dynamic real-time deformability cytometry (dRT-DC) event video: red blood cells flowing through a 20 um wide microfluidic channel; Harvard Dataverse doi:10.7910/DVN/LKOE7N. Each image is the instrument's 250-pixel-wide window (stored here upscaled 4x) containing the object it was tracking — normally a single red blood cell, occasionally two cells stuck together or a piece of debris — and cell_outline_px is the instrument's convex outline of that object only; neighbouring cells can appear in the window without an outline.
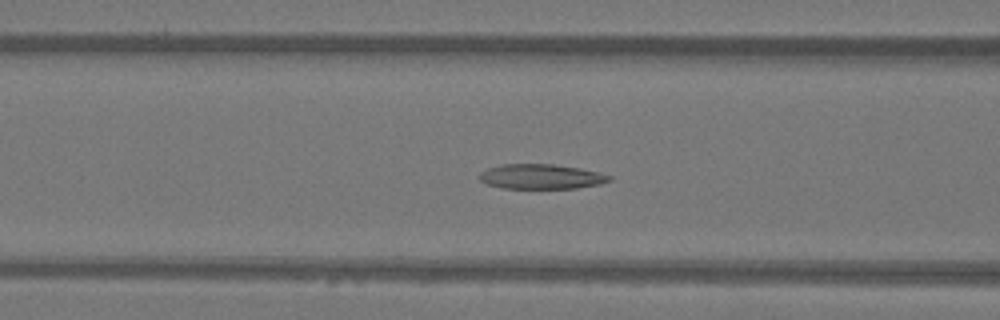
{"species": "Egyptian fruit bat (a non-hibernating species)", "species_latin": "Rousettus aegyptiacus", "temperature_condition": "warm", "stored_images_in_passage": 51, "camera_frame_rate_fps": 3000, "um_per_image_px": 0.085, "animal": {"sex": "female"}, "frame": {"image": 1, "passage_image": 20, "time_ms": 6.333, "image_size_px": [1000, 320], "cell_outline_px": [[612, 180], [600, 184], [576, 188], [504, 188], [488, 184], [480, 180], [480, 172], [488, 168], [500, 164], [552, 164], [580, 168], [612, 176]], "centroid_in_image_um": [46.0, 15.0], "position_along_channel_um": 120.6, "area_um2": 18.67}}
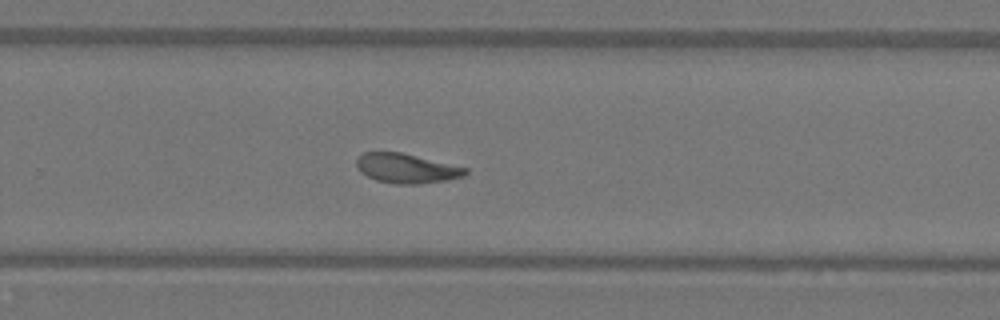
{"frame": {"image": 2, "passage_image": 33, "time_ms": 10.667, "image_size_px": [1000, 320], "cell_outline_px": [[468, 172], [464, 176], [448, 180], [420, 184], [396, 184], [376, 180], [360, 172], [356, 168], [356, 160], [364, 152], [400, 152], [468, 168]], "centroid_in_image_um": [34.55, 14.32], "position_along_channel_um": 295.3, "area_um2": 18.73}}
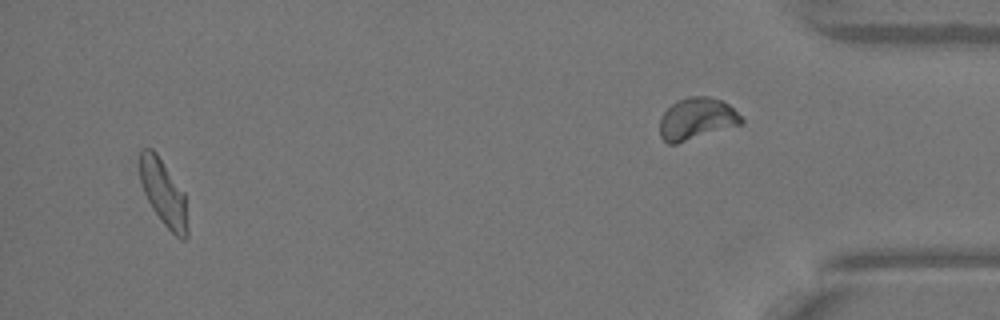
{"frame": {"image": 3, "passage_image": 48, "time_ms": 15.667, "image_size_px": [1000, 320], "cell_outline_px": [[188, 236], [184, 240], [180, 240], [160, 220], [152, 208], [144, 192], [140, 180], [140, 148], [152, 148], [156, 152], [184, 192], [188, 228]], "centroid_in_image_um": [13.9, 16.41], "position_along_channel_um": 421.3, "area_um2": 18.32}, "authors_computed_cell_mechanics": {"area_um2": 19.074, "velocity_mm_per_s": 4.0569, "shape_relaxation_time_tau1_ms": 8.5738, "shape_relaxation_time_tau2_ms": 2.1682, "deformation_change_tau1": 0.22, "deformation_change_tau2": 0.0888}}